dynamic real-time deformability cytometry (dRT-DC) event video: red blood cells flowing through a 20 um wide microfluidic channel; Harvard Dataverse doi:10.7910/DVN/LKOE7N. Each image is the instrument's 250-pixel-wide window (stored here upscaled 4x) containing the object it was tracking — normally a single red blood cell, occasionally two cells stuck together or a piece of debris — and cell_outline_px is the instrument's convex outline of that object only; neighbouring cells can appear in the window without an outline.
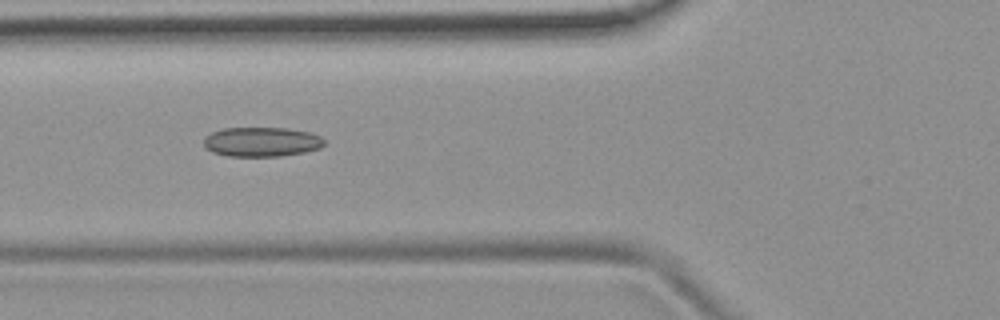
{"species": "common noctule bat (a hibernating species)", "species_latin": "Nyctalus noctula", "temperature_condition": "room temperature", "stored_images_in_passage": 4, "camera_frame_rate_fps": 3000, "um_per_image_px": 0.085, "animal": {"sex": "female", "body_mass_g": 19.9}, "frame": {"image": 1, "passage_image": 2, "time_ms": 0.333, "image_size_px": [1000, 320], "cell_outline_px": [[324, 144], [320, 148], [304, 152], [280, 156], [228, 156], [212, 152], [204, 144], [204, 136], [212, 132], [224, 128], [288, 128], [312, 132], [320, 136], [324, 140]], "centroid_in_image_um": [22.25, 12.05], "position_along_channel_um": 103.5, "area_um2": 20.75}}
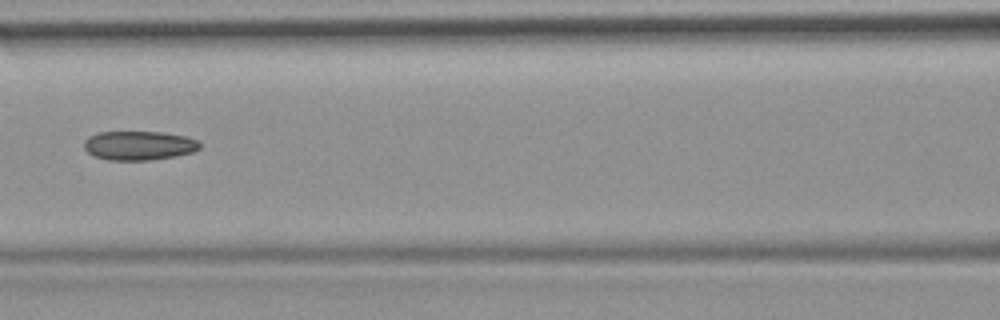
{"frame": {"image": 2, "passage_image": 3, "time_ms": 0.667, "image_size_px": [1000, 320], "cell_outline_px": [[200, 148], [192, 152], [176, 156], [152, 160], [108, 160], [92, 156], [84, 148], [84, 140], [88, 136], [100, 132], [160, 132], [184, 136], [196, 140], [200, 144]], "centroid_in_image_um": [11.77, 12.38], "position_along_channel_um": 154.8, "area_um2": 19.65}}
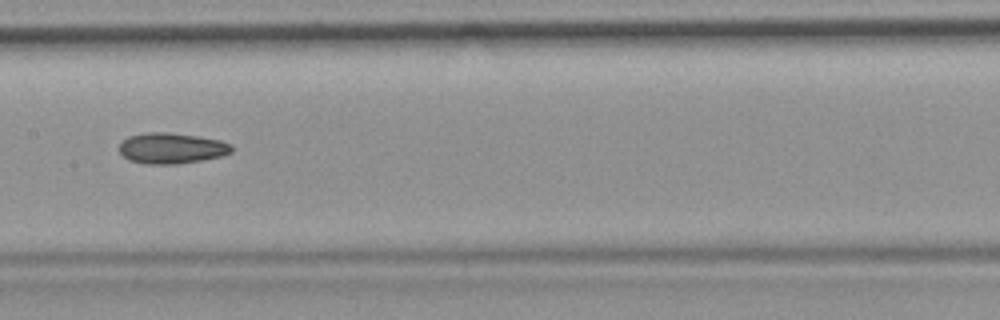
{"frame": {"image": 3, "passage_image": 4, "time_ms": 1.0, "image_size_px": [1000, 320], "cell_outline_px": [[232, 152], [220, 156], [200, 160], [176, 164], [144, 164], [128, 160], [120, 152], [120, 144], [128, 136], [144, 132], [168, 132], [196, 136], [220, 140], [232, 144]], "centroid_in_image_um": [14.56, 12.59], "position_along_channel_um": 192.8, "area_um2": 20.11}}